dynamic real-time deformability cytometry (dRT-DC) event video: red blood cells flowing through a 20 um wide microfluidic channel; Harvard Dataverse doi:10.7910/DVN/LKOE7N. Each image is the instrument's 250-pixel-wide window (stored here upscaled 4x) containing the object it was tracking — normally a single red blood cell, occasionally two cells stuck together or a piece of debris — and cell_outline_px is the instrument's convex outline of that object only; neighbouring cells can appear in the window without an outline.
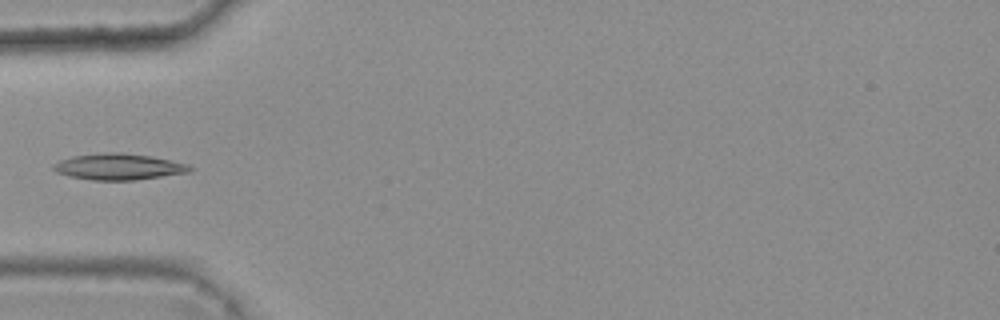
{"species": "common noctule bat (a hibernating species)", "species_latin": "Nyctalus noctula", "temperature_condition": "warm", "stored_images_in_passage": 5, "camera_frame_rate_fps": 3000, "um_per_image_px": 0.085, "animal": {"sex": "female", "body_mass_g": 25.1}, "frame": {"image": 1, "passage_image": 4, "time_ms": 1.0, "image_size_px": [1000, 320], "cell_outline_px": [[196, 168], [188, 172], [136, 180], [92, 180], [68, 176], [56, 172], [52, 168], [52, 164], [60, 160], [72, 156], [104, 152], [120, 152], [152, 156], [188, 164]], "centroid_in_image_um": [10.07, 14.16], "position_along_channel_um": 74.9, "area_um2": 20.98}}
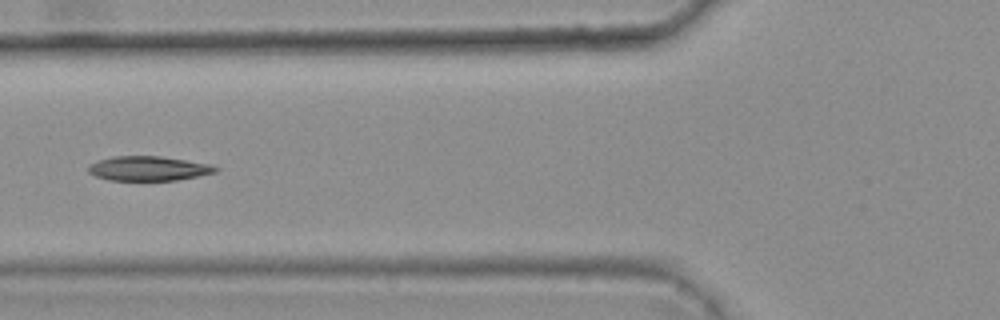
{"frame": {"image": 2, "passage_image": 5, "time_ms": 1.333, "image_size_px": [1000, 320], "cell_outline_px": [[220, 168], [216, 172], [176, 180], [108, 180], [96, 176], [88, 172], [88, 168], [92, 164], [100, 160], [112, 156], [160, 156], [208, 164]], "centroid_in_image_um": [12.61, 14.32], "position_along_channel_um": 113.2, "area_um2": 17.86}}